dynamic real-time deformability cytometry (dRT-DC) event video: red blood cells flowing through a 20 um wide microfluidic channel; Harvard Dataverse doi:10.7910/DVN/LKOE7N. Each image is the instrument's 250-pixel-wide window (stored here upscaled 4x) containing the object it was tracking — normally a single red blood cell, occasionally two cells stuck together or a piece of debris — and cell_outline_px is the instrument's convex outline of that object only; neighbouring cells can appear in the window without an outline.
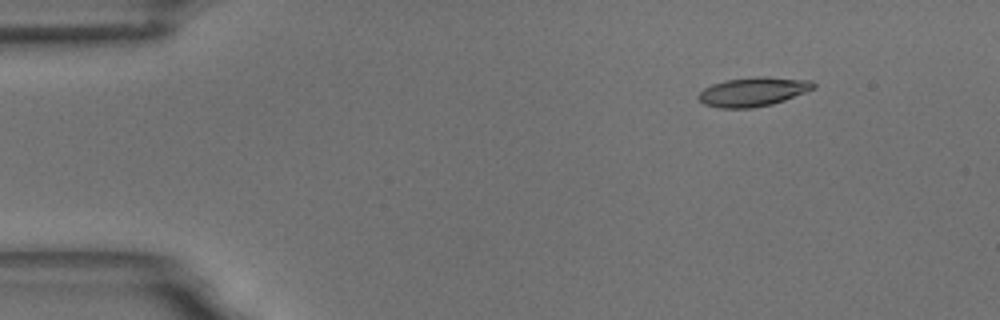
{"species": "common noctule bat (a hibernating species)", "species_latin": "Nyctalus noctula", "temperature_condition": "room temperature", "stored_images_in_passage": 4, "camera_frame_rate_fps": 3000, "um_per_image_px": 0.085, "animal": {"sex": "male", "body_mass_g": 18.8}, "frame": {"image": 1, "passage_image": 1, "time_ms": 0.0, "image_size_px": [1000, 320], "cell_outline_px": [[816, 88], [784, 100], [772, 104], [752, 108], [720, 108], [704, 104], [696, 96], [704, 88], [712, 84], [724, 80], [756, 76], [764, 76], [812, 80], [816, 84]], "centroid_in_image_um": [64.02, 7.79], "position_along_channel_um": 21.0, "area_um2": 19.65}}
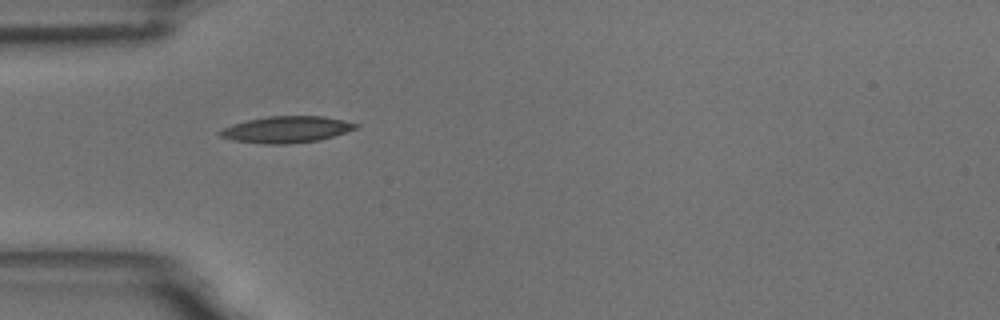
{"frame": {"image": 2, "passage_image": 3, "time_ms": 3.333, "image_size_px": [1000, 320], "cell_outline_px": [[360, 124], [356, 128], [320, 140], [288, 144], [264, 144], [232, 140], [220, 136], [216, 132], [232, 124], [248, 120], [268, 116], [324, 116], [344, 120]], "centroid_in_image_um": [24.33, 11.0], "position_along_channel_um": 60.7, "area_um2": 20.92}}